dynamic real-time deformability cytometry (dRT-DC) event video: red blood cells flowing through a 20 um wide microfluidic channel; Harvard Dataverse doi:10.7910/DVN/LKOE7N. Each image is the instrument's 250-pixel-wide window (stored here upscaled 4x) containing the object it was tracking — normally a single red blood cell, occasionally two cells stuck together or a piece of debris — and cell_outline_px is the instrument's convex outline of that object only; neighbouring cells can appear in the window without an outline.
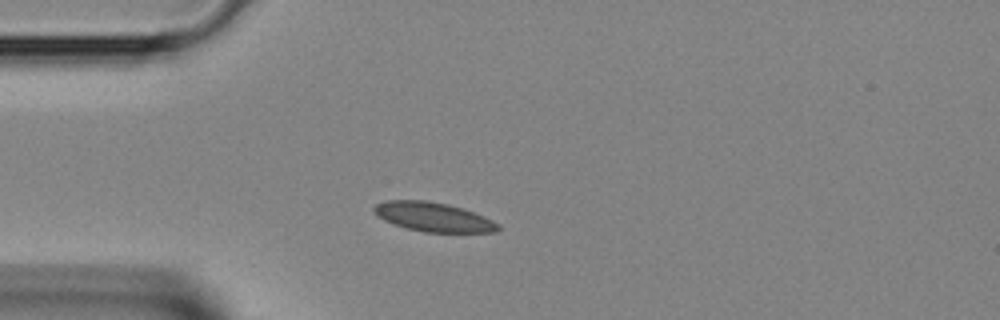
{"species": "Egyptian fruit bat (a non-hibernating species)", "species_latin": "Rousettus aegyptiacus", "temperature_condition": "room temperature", "stored_images_in_passage": 2, "camera_frame_rate_fps": 3000, "um_per_image_px": 0.085, "animal": {"sex": "female"}, "frame": {"image": 1, "passage_image": 2, "time_ms": 0.333, "image_size_px": [1000, 320], "cell_outline_px": [[500, 228], [496, 232], [424, 232], [408, 228], [384, 220], [376, 216], [372, 212], [372, 208], [376, 204], [388, 200], [424, 200], [448, 204], [464, 208], [484, 216], [500, 224]], "centroid_in_image_um": [36.83, 18.43], "position_along_channel_um": 48.2, "area_um2": 21.15}}